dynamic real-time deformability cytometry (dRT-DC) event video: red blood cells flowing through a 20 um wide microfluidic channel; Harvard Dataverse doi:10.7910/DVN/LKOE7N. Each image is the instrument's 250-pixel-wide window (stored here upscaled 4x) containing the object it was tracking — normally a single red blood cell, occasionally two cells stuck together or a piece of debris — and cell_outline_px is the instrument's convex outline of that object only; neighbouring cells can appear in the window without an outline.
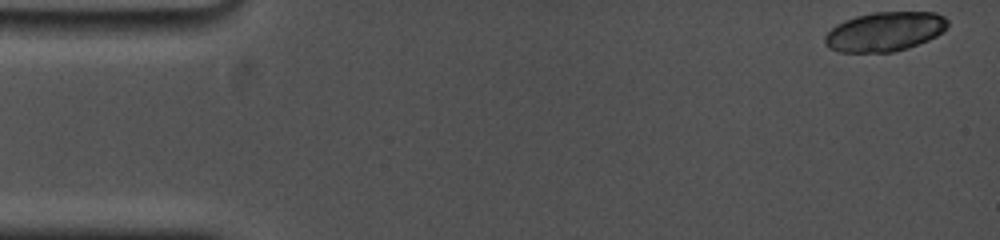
{"species": "common noctule bat (a hibernating species)", "species_latin": "Nyctalus noctula", "temperature_condition": "cold", "stored_images_in_passage": 19, "camera_frame_rate_fps": 5000, "um_per_image_px": 0.085, "animal": {"sex": "female", "body_mass_g": 19.0, "forearm_length_mm": 53.3}, "frame": {"image": 1, "passage_image": 1, "time_ms": 0.0, "image_size_px": [1000, 240], "cell_outline_px": [[948, 28], [944, 32], [928, 40], [908, 48], [892, 52], [840, 52], [828, 48], [824, 44], [824, 36], [836, 24], [844, 20], [856, 16], [872, 12], [936, 12], [944, 16], [948, 20]], "centroid_in_image_um": [75.22, 2.68], "position_along_channel_um": 9.8, "area_um2": 28.44}}